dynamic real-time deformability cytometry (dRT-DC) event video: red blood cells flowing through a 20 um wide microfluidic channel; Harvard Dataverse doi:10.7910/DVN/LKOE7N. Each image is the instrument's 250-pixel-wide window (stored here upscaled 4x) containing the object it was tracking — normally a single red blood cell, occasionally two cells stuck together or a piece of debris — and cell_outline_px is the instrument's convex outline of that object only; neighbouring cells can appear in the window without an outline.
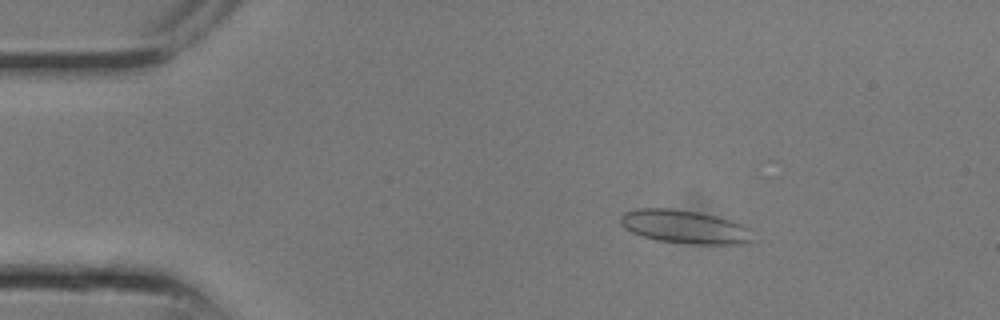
{"species": "common noctule bat (a hibernating species)", "species_latin": "Nyctalus noctula", "temperature_condition": "room temperature", "stored_images_in_passage": 10, "camera_frame_rate_fps": 3000, "um_per_image_px": 0.085, "animal": {"sex": "male", "body_mass_g": 13.3}, "frame": {"image": 1, "passage_image": 4, "time_ms": 1.0, "image_size_px": [1000, 320], "cell_outline_px": [[752, 240], [748, 244], [700, 244], [656, 240], [640, 236], [624, 228], [620, 224], [620, 216], [624, 212], [636, 208], [672, 208], [696, 212], [716, 216], [732, 220], [752, 228]], "centroid_in_image_um": [58.21, 19.27], "position_along_channel_um": 26.8, "area_um2": 26.01}}
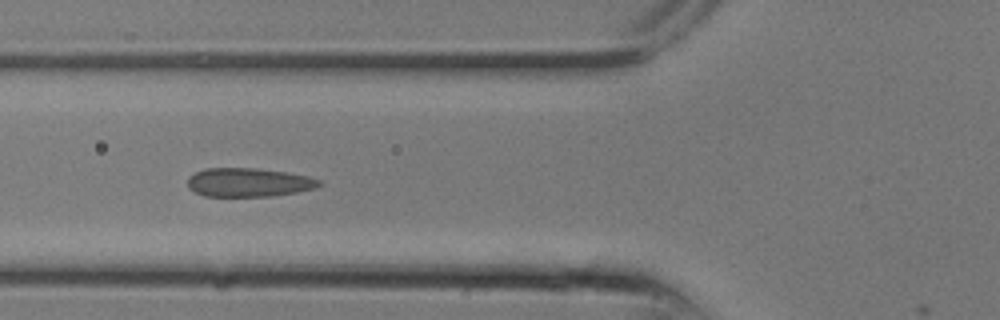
{"frame": {"image": 2, "passage_image": 9, "time_ms": 2.667, "image_size_px": [1000, 320], "cell_outline_px": [[324, 184], [316, 188], [296, 192], [272, 196], [204, 196], [188, 188], [188, 176], [204, 168], [256, 168], [284, 172], [308, 176], [320, 180]], "centroid_in_image_um": [21.13, 15.5], "position_along_channel_um": 104.7, "area_um2": 22.08}}